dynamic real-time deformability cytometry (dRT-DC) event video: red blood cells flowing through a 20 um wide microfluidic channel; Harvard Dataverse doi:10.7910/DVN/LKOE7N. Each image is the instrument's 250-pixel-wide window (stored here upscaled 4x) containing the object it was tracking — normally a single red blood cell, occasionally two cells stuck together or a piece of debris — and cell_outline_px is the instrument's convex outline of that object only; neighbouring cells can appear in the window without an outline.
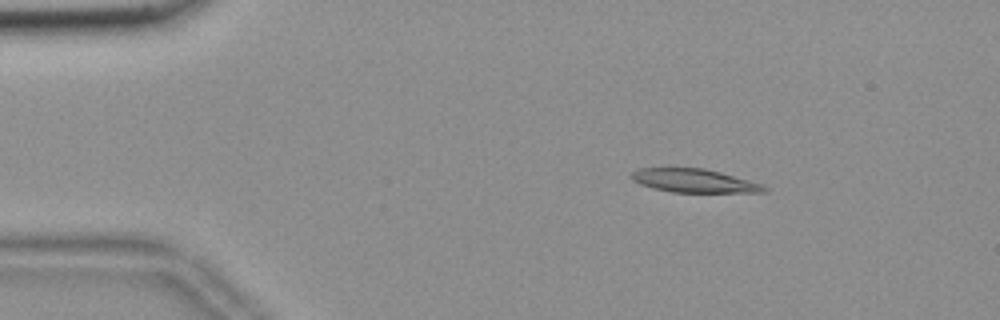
{"species": "common noctule bat (a hibernating species)", "species_latin": "Nyctalus noctula", "temperature_condition": "room temperature", "stored_images_in_passage": 54, "camera_frame_rate_fps": 3000, "um_per_image_px": 0.085, "animal": {"sex": "female", "body_mass_g": 18.4}, "frame": {"image": 1, "passage_image": 8, "time_ms": 2.333, "image_size_px": [1000, 320], "cell_outline_px": [[768, 188], [764, 192], [672, 192], [652, 188], [640, 184], [632, 180], [628, 176], [636, 168], [704, 168], [720, 172], [760, 184]], "centroid_in_image_um": [58.9, 15.36], "position_along_channel_um": 26.1, "area_um2": 18.03}}
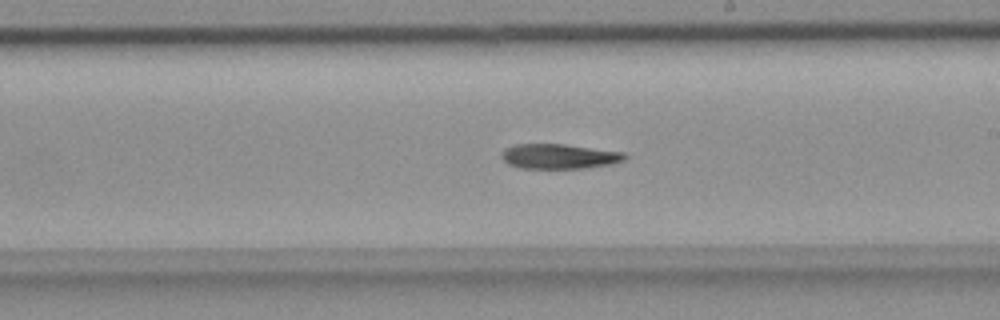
{"frame": {"image": 2, "passage_image": 31, "time_ms": 10.0, "image_size_px": [1000, 320], "cell_outline_px": [[628, 156], [624, 160], [612, 164], [584, 168], [520, 168], [508, 164], [500, 156], [504, 148], [516, 144], [564, 144], [624, 152]], "centroid_in_image_um": [47.52, 13.29], "position_along_channel_um": 241.5, "area_um2": 17.92}}
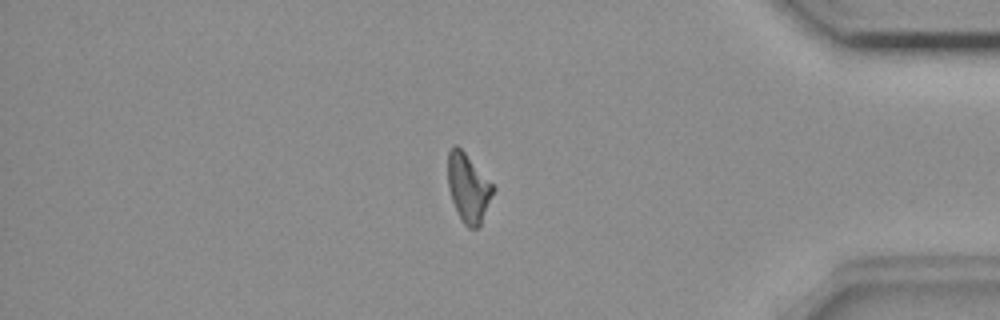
{"frame": {"image": 3, "passage_image": 46, "time_ms": 15.0, "image_size_px": [1000, 320], "cell_outline_px": [[496, 188], [480, 224], [476, 228], [468, 228], [464, 224], [452, 200], [448, 188], [448, 152], [452, 144], [456, 144], [464, 152]], "centroid_in_image_um": [39.79, 15.95], "position_along_channel_um": 395.4, "area_um2": 17.74}}